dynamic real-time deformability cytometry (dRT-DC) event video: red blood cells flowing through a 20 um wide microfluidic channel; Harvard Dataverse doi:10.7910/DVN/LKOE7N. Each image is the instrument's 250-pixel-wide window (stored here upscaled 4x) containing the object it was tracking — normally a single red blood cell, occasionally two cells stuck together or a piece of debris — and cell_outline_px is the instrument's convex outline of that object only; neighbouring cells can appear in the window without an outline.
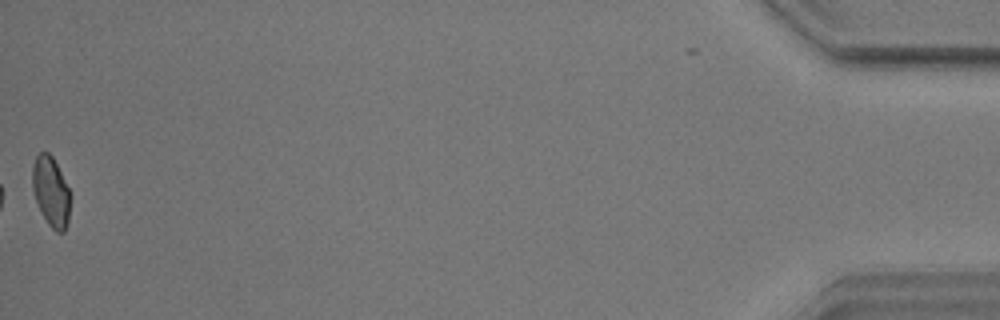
{"species": "common noctule bat (a hibernating species)", "species_latin": "Nyctalus noctula", "temperature_condition": "warm", "stored_images_in_passage": 57, "camera_frame_rate_fps": 3000, "um_per_image_px": 0.085, "animal": {"sex": "male", "body_mass_g": 17.9}, "frame": {"image": 1, "passage_image": 57, "time_ms": 18.667, "image_size_px": [1000, 320], "cell_outline_px": [[68, 220], [64, 232], [56, 232], [48, 224], [36, 200], [32, 188], [32, 168], [36, 156], [40, 152], [48, 152], [52, 156], [68, 188]], "centroid_in_image_um": [4.3, 16.27], "position_along_channel_um": 430.9, "area_um2": 14.85}, "authors_computed_cell_mechanics": {"area_um2": 16.473, "velocity_mm_per_s": 3.5505, "shape_relaxation_time_tau1_ms": 10.4716, "shape_relaxation_time_tau2_ms": 0.9744, "deformation_change_tau1": 0.1481, "deformation_change_tau2": 0.0568}}